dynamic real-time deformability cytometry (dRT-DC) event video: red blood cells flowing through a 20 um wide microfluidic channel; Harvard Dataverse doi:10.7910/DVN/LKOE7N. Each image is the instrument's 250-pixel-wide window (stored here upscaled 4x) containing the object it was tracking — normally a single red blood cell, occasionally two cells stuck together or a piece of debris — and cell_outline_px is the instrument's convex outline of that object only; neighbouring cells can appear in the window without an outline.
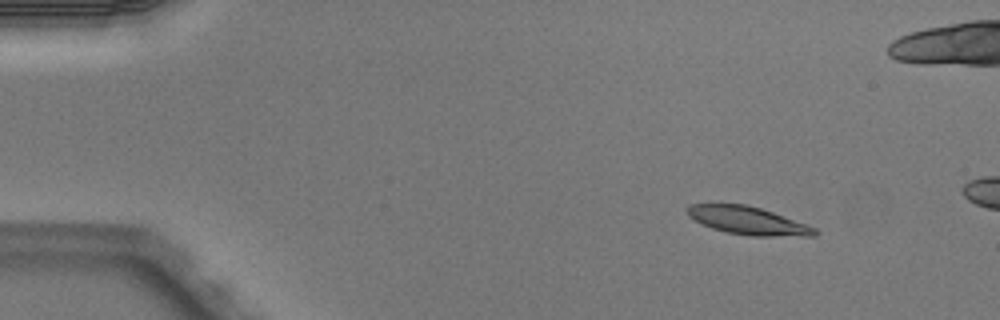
{"species": "Egyptian fruit bat (a non-hibernating species)", "species_latin": "Rousettus aegyptiacus", "temperature_condition": "warm", "stored_images_in_passage": 3, "camera_frame_rate_fps": 3000, "um_per_image_px": 0.085, "animal": {"sex": "male"}, "frame": {"image": 1, "passage_image": 1, "time_ms": 0.0, "image_size_px": [1000, 320], "cell_outline_px": [[820, 232], [816, 236], [748, 236], [728, 232], [712, 228], [688, 216], [688, 204], [720, 200], [748, 204], [808, 224], [816, 228]], "centroid_in_image_um": [63.54, 18.7], "position_along_channel_um": 21.5, "area_um2": 21.56}}